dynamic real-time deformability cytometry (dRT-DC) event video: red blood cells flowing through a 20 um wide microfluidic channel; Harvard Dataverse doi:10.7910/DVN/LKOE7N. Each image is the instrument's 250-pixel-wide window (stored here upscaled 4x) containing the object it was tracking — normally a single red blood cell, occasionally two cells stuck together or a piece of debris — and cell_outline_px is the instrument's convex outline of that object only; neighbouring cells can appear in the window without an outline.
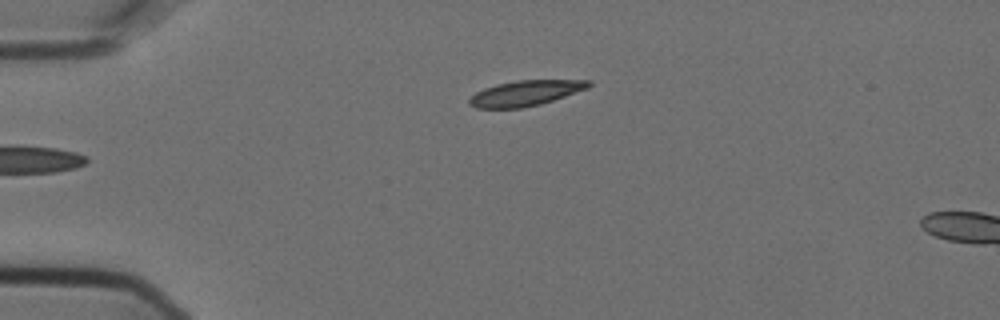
{"species": "Egyptian fruit bat (a non-hibernating species)", "species_latin": "Rousettus aegyptiacus", "temperature_condition": "cold", "stored_images_in_passage": 4, "camera_frame_rate_fps": 3000, "um_per_image_px": 0.085, "animal": {"sex": "female"}, "frame": {"image": 1, "passage_image": 4, "time_ms": 1.0, "image_size_px": [1000, 320], "cell_outline_px": [[592, 84], [588, 88], [540, 104], [524, 108], [476, 108], [468, 104], [468, 100], [476, 92], [484, 88], [496, 84], [516, 80], [592, 80]], "centroid_in_image_um": [44.64, 7.91], "position_along_channel_um": 40.4, "area_um2": 17.63}}